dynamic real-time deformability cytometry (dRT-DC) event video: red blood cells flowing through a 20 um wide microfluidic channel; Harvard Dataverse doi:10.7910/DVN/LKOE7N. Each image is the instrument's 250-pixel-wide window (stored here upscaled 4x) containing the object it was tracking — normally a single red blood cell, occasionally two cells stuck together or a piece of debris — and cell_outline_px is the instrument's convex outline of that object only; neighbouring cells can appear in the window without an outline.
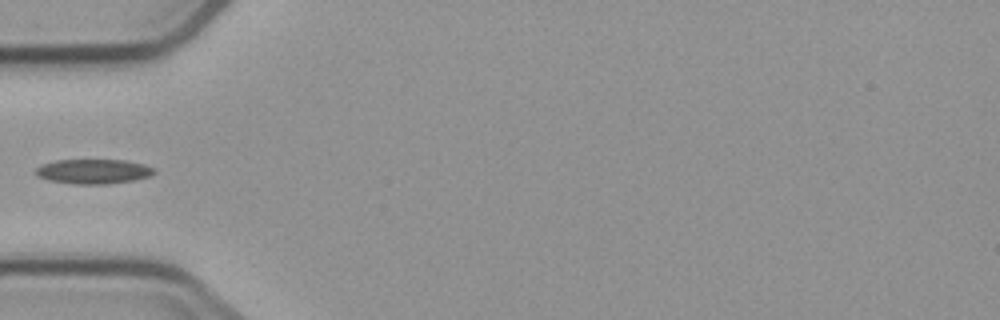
{"species": "common noctule bat (a hibernating species)", "species_latin": "Nyctalus noctula", "temperature_condition": "cold", "stored_images_in_passage": 3, "camera_frame_rate_fps": 3000, "um_per_image_px": 0.085, "animal": {"sex": "male", "body_mass_g": 23.1, "forearm_length_mm": 52.7}, "frame": {"image": 1, "passage_image": 2, "time_ms": 1.333, "image_size_px": [1000, 320], "cell_outline_px": [[156, 172], [152, 176], [132, 180], [108, 184], [72, 184], [48, 180], [36, 176], [36, 168], [44, 164], [56, 160], [124, 160], [144, 164], [156, 168]], "centroid_in_image_um": [7.97, 14.57], "position_along_channel_um": 77.0, "area_um2": 17.11}}
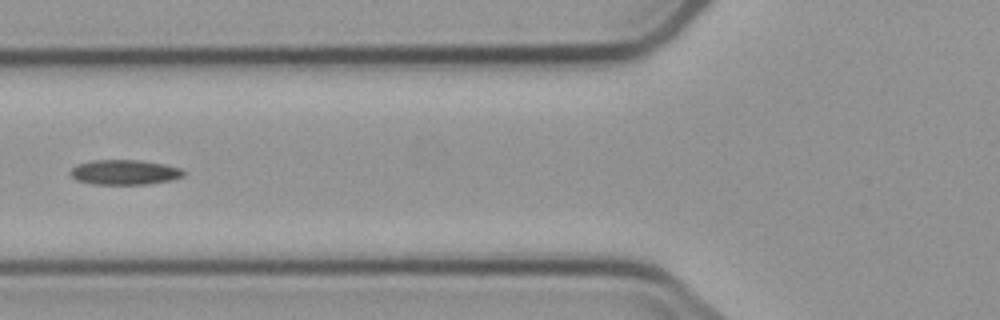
{"frame": {"image": 2, "passage_image": 3, "time_ms": 2.333, "image_size_px": [1000, 320], "cell_outline_px": [[184, 176], [168, 180], [148, 184], [92, 184], [76, 180], [68, 172], [76, 164], [92, 160], [140, 160], [164, 164], [180, 168], [184, 172]], "centroid_in_image_um": [10.54, 14.63], "position_along_channel_um": 115.3, "area_um2": 16.42}}